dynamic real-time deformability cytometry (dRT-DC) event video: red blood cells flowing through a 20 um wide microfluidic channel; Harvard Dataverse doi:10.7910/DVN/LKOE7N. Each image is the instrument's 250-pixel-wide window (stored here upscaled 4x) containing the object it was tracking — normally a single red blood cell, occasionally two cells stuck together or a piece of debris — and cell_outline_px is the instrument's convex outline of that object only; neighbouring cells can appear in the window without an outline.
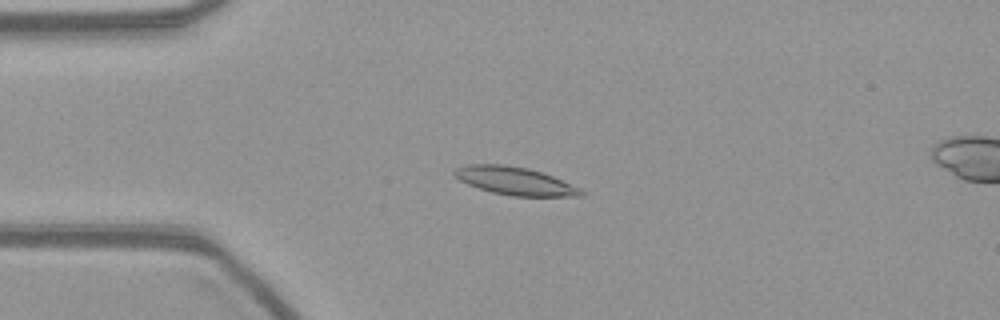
{"species": "common noctule bat (a hibernating species)", "species_latin": "Nyctalus noctula", "temperature_condition": "warm", "stored_images_in_passage": 56, "camera_frame_rate_fps": 3000, "um_per_image_px": 0.085, "animal": {"sex": "female", "body_mass_g": 21.9}, "frame": {"image": 1, "passage_image": 14, "time_ms": 4.333, "image_size_px": [1000, 320], "cell_outline_px": [[588, 192], [584, 196], [512, 196], [492, 192], [468, 184], [452, 176], [452, 172], [456, 168], [468, 164], [504, 164], [528, 168], [552, 176], [580, 188]], "centroid_in_image_um": [43.77, 15.38], "position_along_channel_um": 41.2, "area_um2": 20.63}}
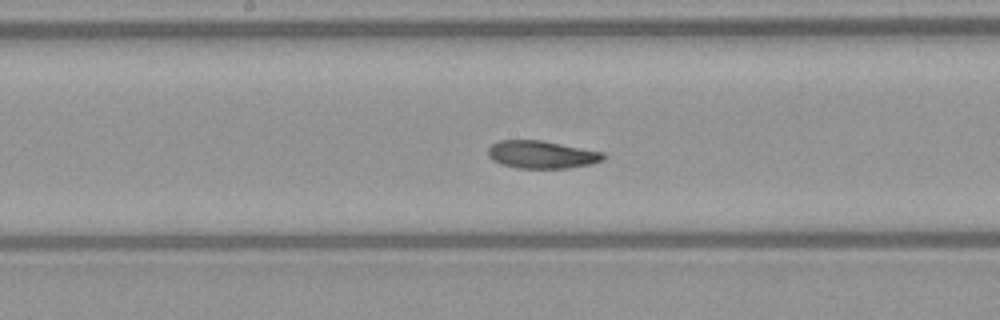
{"frame": {"image": 2, "passage_image": 29, "time_ms": 9.333, "image_size_px": [1000, 320], "cell_outline_px": [[608, 156], [604, 160], [592, 164], [568, 168], [516, 168], [500, 164], [492, 160], [488, 156], [488, 148], [492, 144], [500, 140], [540, 140], [604, 152]], "centroid_in_image_um": [46.06, 13.14], "position_along_channel_um": 202.1, "area_um2": 18.79}}
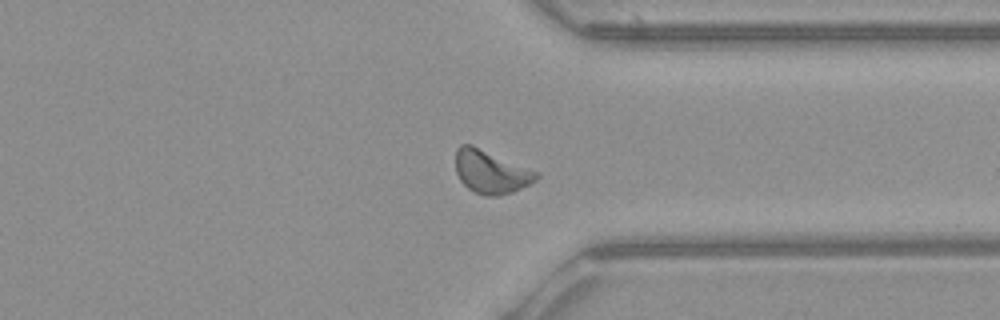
{"frame": {"image": 3, "passage_image": 43, "time_ms": 14.0, "image_size_px": [1000, 320], "cell_outline_px": [[540, 176], [532, 184], [512, 192], [500, 196], [484, 196], [468, 188], [460, 180], [456, 172], [456, 148], [460, 144], [472, 144], [540, 172]], "centroid_in_image_um": [41.76, 14.6], "position_along_channel_um": 369.6, "area_um2": 20.63}}